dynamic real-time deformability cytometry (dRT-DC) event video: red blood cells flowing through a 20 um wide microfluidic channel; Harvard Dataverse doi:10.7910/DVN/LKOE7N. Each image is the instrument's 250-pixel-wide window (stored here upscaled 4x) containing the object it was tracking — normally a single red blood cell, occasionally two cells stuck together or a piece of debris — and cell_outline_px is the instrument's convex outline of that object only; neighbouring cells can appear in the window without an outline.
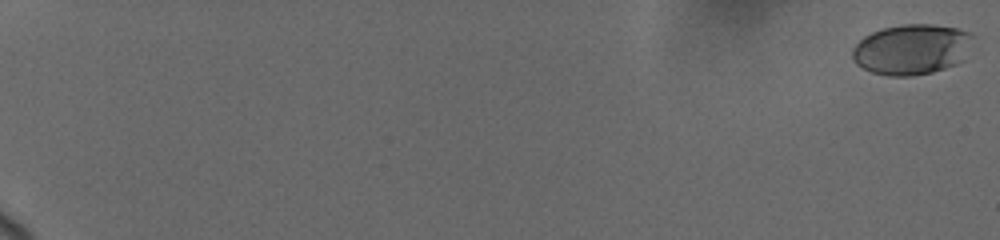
{"species": "human", "species_latin": "Homo sapiens", "temperature_condition": "cold", "stored_images_in_passage": 103, "camera_frame_rate_fps": 3000, "um_per_image_px": 0.085, "donor": {"sex": "female"}, "frame": {"image": 1, "passage_image": 1, "time_ms": 0.0, "image_size_px": [1000, 240], "cell_outline_px": [[972, 36], [964, 60], [956, 64], [932, 72], [912, 76], [888, 76], [872, 72], [856, 64], [852, 60], [852, 48], [864, 36], [872, 32], [884, 28], [904, 24], [932, 24], [956, 28], [968, 32]], "centroid_in_image_um": [77.46, 4.2], "position_along_channel_um": 7.5, "area_um2": 35.32}}
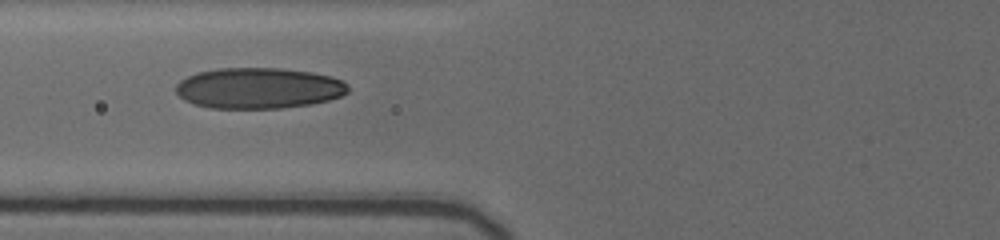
{"frame": {"image": 2, "passage_image": 45, "time_ms": 9.0, "image_size_px": [1000, 240], "cell_outline_px": [[348, 92], [340, 96], [328, 100], [312, 104], [280, 108], [208, 108], [184, 100], [176, 92], [176, 84], [180, 80], [196, 72], [220, 68], [280, 68], [312, 72], [328, 76], [340, 80], [348, 84]], "centroid_in_image_um": [21.96, 7.49], "position_along_channel_um": 103.8, "area_um2": 40.98}}
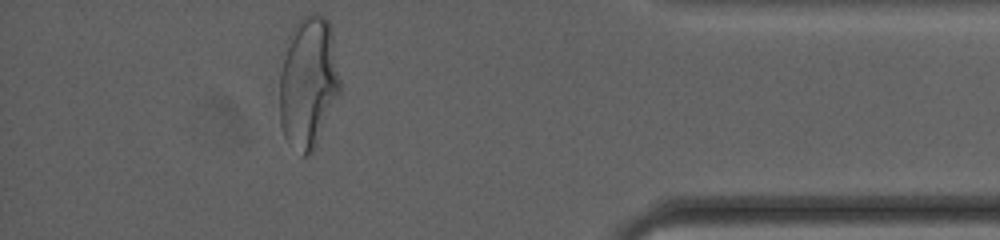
{"frame": {"image": 3, "passage_image": 97, "time_ms": 18.0, "image_size_px": [1000, 240], "cell_outline_px": [[340, 92], [312, 152], [308, 156], [300, 156], [288, 144], [284, 136], [280, 124], [280, 72], [288, 36], [292, 28], [300, 16], [312, 12], [320, 12], [328, 20], [332, 36], [340, 80]], "centroid_in_image_um": [26.18, 6.99], "position_along_channel_um": 409.0, "area_um2": 46.64}, "authors_computed_cell_mechanics": {"area_um2": 39.304, "velocity_mm_per_s": 3.7028, "shape_relaxation_time_tau1_ms": 4.3814, "shape_relaxation_time_tau2_ms": 0.7228, "deformation_change_tau1": 0.1774, "deformation_change_tau2": 0.0625}}